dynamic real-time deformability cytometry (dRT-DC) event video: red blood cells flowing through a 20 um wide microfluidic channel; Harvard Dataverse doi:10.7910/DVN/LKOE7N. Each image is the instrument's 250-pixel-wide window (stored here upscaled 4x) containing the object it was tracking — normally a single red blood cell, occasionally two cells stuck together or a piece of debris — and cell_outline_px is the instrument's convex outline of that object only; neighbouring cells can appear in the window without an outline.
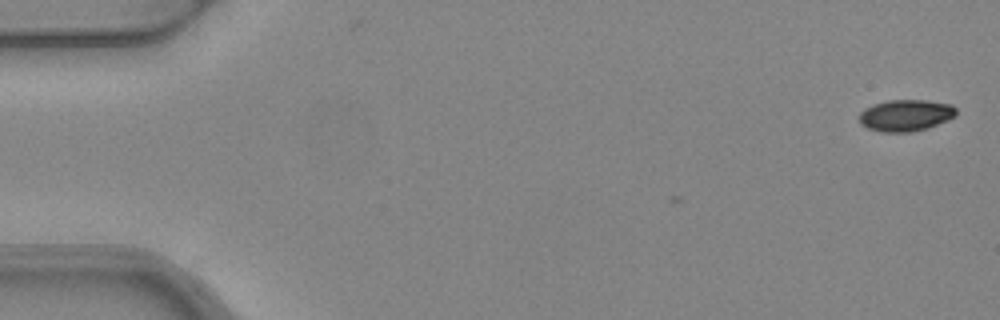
{"species": "common noctule bat (a hibernating species)", "species_latin": "Nyctalus noctula", "temperature_condition": "warm", "stored_images_in_passage": 2, "camera_frame_rate_fps": 3000, "um_per_image_px": 0.085, "animal": {"sex": "female", "body_mass_g": 24.6, "forearm_length_mm": 56.2}, "frame": {"image": 1, "passage_image": 2, "time_ms": 0.333, "image_size_px": [1000, 320], "cell_outline_px": [[956, 116], [948, 120], [928, 128], [912, 132], [880, 132], [868, 128], [860, 124], [860, 112], [864, 108], [872, 104], [888, 100], [924, 100], [952, 104], [956, 108]], "centroid_in_image_um": [76.98, 9.8], "position_along_channel_um": 8.0, "area_um2": 18.03}}